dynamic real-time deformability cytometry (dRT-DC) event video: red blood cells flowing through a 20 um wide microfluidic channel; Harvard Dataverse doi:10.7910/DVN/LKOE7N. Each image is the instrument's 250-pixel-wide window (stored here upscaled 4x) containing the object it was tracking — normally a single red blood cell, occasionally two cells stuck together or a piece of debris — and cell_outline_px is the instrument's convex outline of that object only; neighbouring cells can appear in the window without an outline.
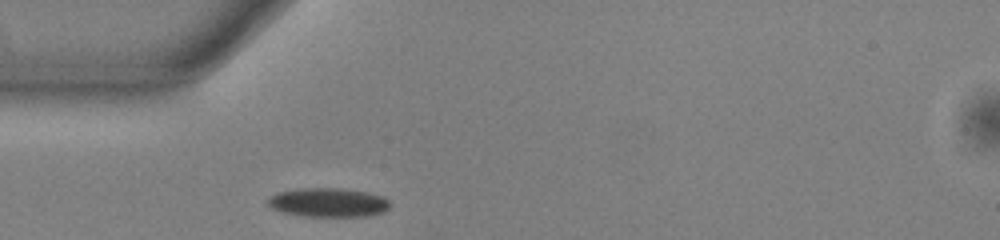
{"species": "common noctule bat (a hibernating species)", "species_latin": "Nyctalus noctula", "temperature_condition": "warm", "stored_images_in_passage": 39, "camera_frame_rate_fps": 3000, "um_per_image_px": 0.085, "animal": {"sex": "male", "body_mass_g": 13.0, "forearm_length_mm": 53.1}, "frame": {"image": 1, "passage_image": 1, "time_ms": 0.0, "image_size_px": [1000, 240], "cell_outline_px": [[392, 204], [384, 212], [368, 216], [300, 216], [280, 212], [272, 208], [268, 204], [268, 196], [276, 192], [300, 188], [344, 188], [368, 192], [384, 196]], "centroid_in_image_um": [27.9, 17.2], "position_along_channel_um": 57.1, "area_um2": 21.04}}
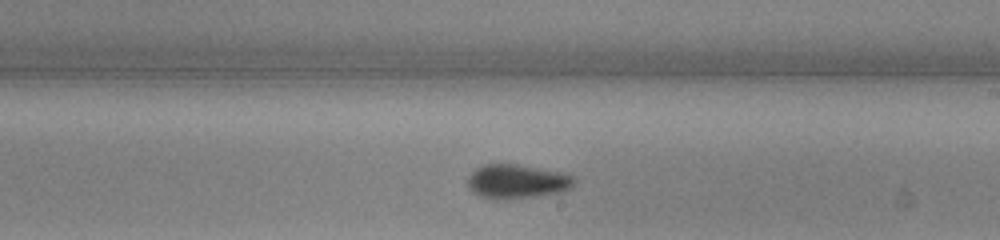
{"frame": {"image": 2, "passage_image": 16, "time_ms": 5.0, "image_size_px": [1000, 240], "cell_outline_px": [[576, 180], [568, 188], [560, 192], [536, 196], [496, 200], [492, 200], [480, 196], [472, 192], [468, 188], [468, 176], [476, 168], [484, 164], [516, 164], [560, 172], [576, 176]], "centroid_in_image_um": [43.9, 15.43], "position_along_channel_um": 245.1, "area_um2": 21.15}}
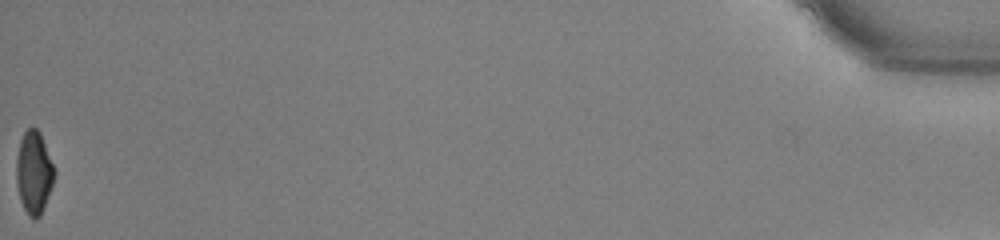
{"frame": {"image": 3, "passage_image": 39, "time_ms": 12.667, "image_size_px": [1000, 240], "cell_outline_px": [[56, 172], [52, 184], [40, 216], [36, 220], [32, 220], [28, 216], [20, 200], [16, 180], [16, 156], [20, 140], [24, 132], [28, 128], [36, 128], [40, 132]], "centroid_in_image_um": [2.86, 14.67], "position_along_channel_um": 432.3, "area_um2": 18.26}, "authors_computed_cell_mechanics": {"area_um2": 20.1144, "velocity_mm_per_s": 3.8381, "shape_relaxation_time_tau1_ms": 2.9875, "shape_relaxation_time_tau2_ms": 3.0051, "deformation_change_tau1": 0.1223, "deformation_change_tau2": 0.0849}}